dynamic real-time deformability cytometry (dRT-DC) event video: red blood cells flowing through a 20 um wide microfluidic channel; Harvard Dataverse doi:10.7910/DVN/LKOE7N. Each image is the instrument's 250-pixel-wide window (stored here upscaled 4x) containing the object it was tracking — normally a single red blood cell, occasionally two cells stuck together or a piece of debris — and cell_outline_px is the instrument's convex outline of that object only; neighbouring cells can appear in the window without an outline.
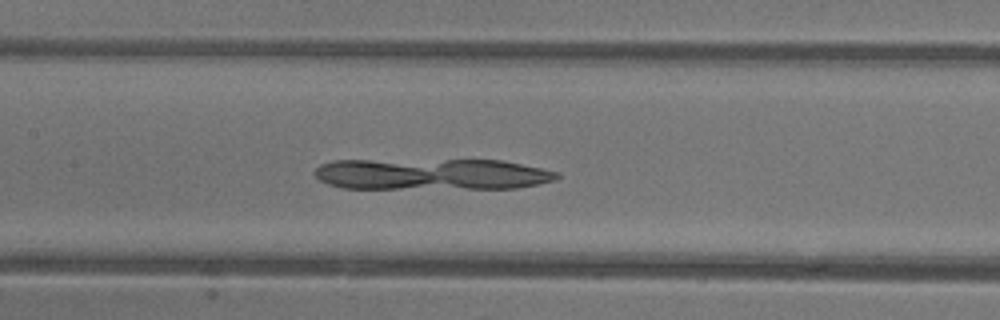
{"species": "common noctule bat (a hibernating species)", "species_latin": "Nyctalus noctula", "temperature_condition": "warm", "stored_images_in_passage": 45, "camera_frame_rate_fps": 3000, "um_per_image_px": 0.085, "animal": {"sex": "female"}, "frame": {"image": 1, "passage_image": 21, "time_ms": 6.667, "image_size_px": [1000, 320], "cell_outline_px": [[560, 176], [556, 180], [516, 188], [344, 188], [328, 184], [320, 180], [312, 172], [320, 164], [332, 160], [504, 160], [540, 168], [556, 172]], "centroid_in_image_um": [36.65, 14.8], "position_along_channel_um": 170.7, "area_um2": 44.22}}
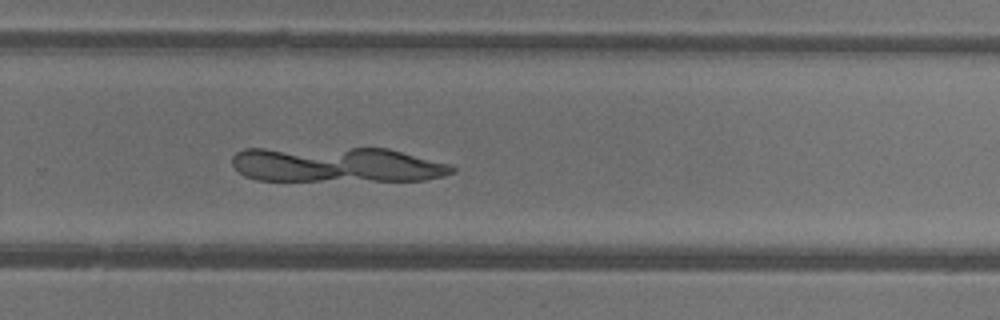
{"frame": {"image": 2, "passage_image": 30, "time_ms": 9.667, "image_size_px": [1000, 320], "cell_outline_px": [[456, 172], [444, 176], [424, 180], [256, 180], [244, 176], [232, 164], [232, 156], [236, 152], [244, 148], [388, 148], [452, 164], [456, 168]], "centroid_in_image_um": [28.64, 13.99], "position_along_channel_um": 301.2, "area_um2": 45.43}}